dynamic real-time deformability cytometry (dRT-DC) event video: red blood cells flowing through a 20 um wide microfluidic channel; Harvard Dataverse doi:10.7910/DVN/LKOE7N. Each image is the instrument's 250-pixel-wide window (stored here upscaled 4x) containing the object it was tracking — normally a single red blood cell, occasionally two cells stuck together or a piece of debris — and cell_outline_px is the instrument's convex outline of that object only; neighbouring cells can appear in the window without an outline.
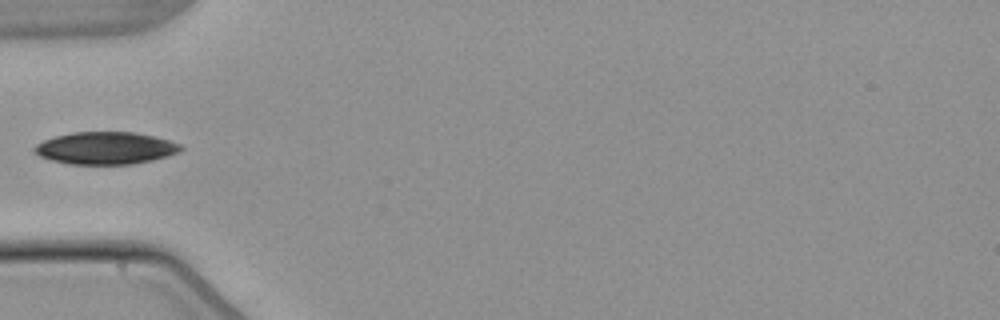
{"species": "common noctule bat (a hibernating species)", "species_latin": "Nyctalus noctula", "temperature_condition": "warm", "stored_images_in_passage": 5, "camera_frame_rate_fps": 3000, "um_per_image_px": 0.085, "animal": {"sex": "male", "body_mass_g": 21.5, "forearm_length_mm": 52.0}, "frame": {"image": 1, "passage_image": 5, "time_ms": 4.667, "image_size_px": [1000, 320], "cell_outline_px": [[184, 148], [180, 152], [168, 156], [152, 160], [132, 164], [72, 164], [52, 160], [40, 156], [32, 152], [32, 148], [36, 144], [44, 140], [56, 136], [72, 132], [136, 132], [168, 140], [180, 144]], "centroid_in_image_um": [8.97, 12.59], "position_along_channel_um": 76.0, "area_um2": 27.57}}